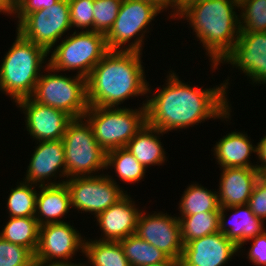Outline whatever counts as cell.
Here are the masks:
<instances>
[{
  "label": "cell",
  "mask_w": 266,
  "mask_h": 266,
  "mask_svg": "<svg viewBox=\"0 0 266 266\" xmlns=\"http://www.w3.org/2000/svg\"><path fill=\"white\" fill-rule=\"evenodd\" d=\"M168 73L165 80L167 83L161 89H156L155 94L151 92L153 89L148 83L149 96H146L148 98L145 105L148 125L168 133L194 127L209 118L229 121L232 112L227 96L230 77L219 86L203 89L202 86L192 87L191 82L188 84L179 80L181 78L173 70Z\"/></svg>",
  "instance_id": "obj_1"
},
{
  "label": "cell",
  "mask_w": 266,
  "mask_h": 266,
  "mask_svg": "<svg viewBox=\"0 0 266 266\" xmlns=\"http://www.w3.org/2000/svg\"><path fill=\"white\" fill-rule=\"evenodd\" d=\"M142 54L108 51L86 78L88 106L119 107L130 97L147 96Z\"/></svg>",
  "instance_id": "obj_2"
},
{
  "label": "cell",
  "mask_w": 266,
  "mask_h": 266,
  "mask_svg": "<svg viewBox=\"0 0 266 266\" xmlns=\"http://www.w3.org/2000/svg\"><path fill=\"white\" fill-rule=\"evenodd\" d=\"M239 6L231 0H197L181 11L177 19L189 22L197 41L202 43L214 69L232 49L240 33Z\"/></svg>",
  "instance_id": "obj_3"
},
{
  "label": "cell",
  "mask_w": 266,
  "mask_h": 266,
  "mask_svg": "<svg viewBox=\"0 0 266 266\" xmlns=\"http://www.w3.org/2000/svg\"><path fill=\"white\" fill-rule=\"evenodd\" d=\"M48 56L44 48L17 32L0 65V91L15 103L30 98L43 69L48 66Z\"/></svg>",
  "instance_id": "obj_4"
},
{
  "label": "cell",
  "mask_w": 266,
  "mask_h": 266,
  "mask_svg": "<svg viewBox=\"0 0 266 266\" xmlns=\"http://www.w3.org/2000/svg\"><path fill=\"white\" fill-rule=\"evenodd\" d=\"M146 101L137 109L88 106L84 117L92 126L94 137L106 151L126 147L146 123Z\"/></svg>",
  "instance_id": "obj_5"
},
{
  "label": "cell",
  "mask_w": 266,
  "mask_h": 266,
  "mask_svg": "<svg viewBox=\"0 0 266 266\" xmlns=\"http://www.w3.org/2000/svg\"><path fill=\"white\" fill-rule=\"evenodd\" d=\"M62 140L66 180L99 175L98 171L106 169V151L96 141L92 126L85 117L73 118Z\"/></svg>",
  "instance_id": "obj_6"
},
{
  "label": "cell",
  "mask_w": 266,
  "mask_h": 266,
  "mask_svg": "<svg viewBox=\"0 0 266 266\" xmlns=\"http://www.w3.org/2000/svg\"><path fill=\"white\" fill-rule=\"evenodd\" d=\"M48 57V64L58 72L77 71V75L87 78L91 70L108 52L104 34L94 31H74L65 35Z\"/></svg>",
  "instance_id": "obj_7"
},
{
  "label": "cell",
  "mask_w": 266,
  "mask_h": 266,
  "mask_svg": "<svg viewBox=\"0 0 266 266\" xmlns=\"http://www.w3.org/2000/svg\"><path fill=\"white\" fill-rule=\"evenodd\" d=\"M58 73L60 72L48 64L40 75L31 98L62 110L72 118L84 117L88 109L86 78L77 74L68 77Z\"/></svg>",
  "instance_id": "obj_8"
},
{
  "label": "cell",
  "mask_w": 266,
  "mask_h": 266,
  "mask_svg": "<svg viewBox=\"0 0 266 266\" xmlns=\"http://www.w3.org/2000/svg\"><path fill=\"white\" fill-rule=\"evenodd\" d=\"M158 14L160 11L145 1L122 0L114 25L105 36L108 51L142 53L146 33Z\"/></svg>",
  "instance_id": "obj_9"
},
{
  "label": "cell",
  "mask_w": 266,
  "mask_h": 266,
  "mask_svg": "<svg viewBox=\"0 0 266 266\" xmlns=\"http://www.w3.org/2000/svg\"><path fill=\"white\" fill-rule=\"evenodd\" d=\"M106 174L67 179L65 184L70 193L71 208L96 217L122 199L127 192L117 184L113 175Z\"/></svg>",
  "instance_id": "obj_10"
},
{
  "label": "cell",
  "mask_w": 266,
  "mask_h": 266,
  "mask_svg": "<svg viewBox=\"0 0 266 266\" xmlns=\"http://www.w3.org/2000/svg\"><path fill=\"white\" fill-rule=\"evenodd\" d=\"M16 26L23 38L51 51L64 33L72 29L68 0H59L47 9L36 10L24 16Z\"/></svg>",
  "instance_id": "obj_11"
},
{
  "label": "cell",
  "mask_w": 266,
  "mask_h": 266,
  "mask_svg": "<svg viewBox=\"0 0 266 266\" xmlns=\"http://www.w3.org/2000/svg\"><path fill=\"white\" fill-rule=\"evenodd\" d=\"M70 222L50 223L40 226L34 261L45 264L77 266L72 259L76 252L83 253L85 238ZM79 250V251H78Z\"/></svg>",
  "instance_id": "obj_12"
},
{
  "label": "cell",
  "mask_w": 266,
  "mask_h": 266,
  "mask_svg": "<svg viewBox=\"0 0 266 266\" xmlns=\"http://www.w3.org/2000/svg\"><path fill=\"white\" fill-rule=\"evenodd\" d=\"M142 210L135 234L165 252L170 258L180 261L183 252L181 224L177 216L164 212L151 214Z\"/></svg>",
  "instance_id": "obj_13"
},
{
  "label": "cell",
  "mask_w": 266,
  "mask_h": 266,
  "mask_svg": "<svg viewBox=\"0 0 266 266\" xmlns=\"http://www.w3.org/2000/svg\"><path fill=\"white\" fill-rule=\"evenodd\" d=\"M238 68L251 84H266V32L239 33L237 42L217 64Z\"/></svg>",
  "instance_id": "obj_14"
},
{
  "label": "cell",
  "mask_w": 266,
  "mask_h": 266,
  "mask_svg": "<svg viewBox=\"0 0 266 266\" xmlns=\"http://www.w3.org/2000/svg\"><path fill=\"white\" fill-rule=\"evenodd\" d=\"M16 106L24 113L25 129L35 143L62 139L73 119L66 112L36 102L31 97L17 101Z\"/></svg>",
  "instance_id": "obj_15"
},
{
  "label": "cell",
  "mask_w": 266,
  "mask_h": 266,
  "mask_svg": "<svg viewBox=\"0 0 266 266\" xmlns=\"http://www.w3.org/2000/svg\"><path fill=\"white\" fill-rule=\"evenodd\" d=\"M38 143L39 145L35 146L31 154L23 180L38 186L64 184L66 179L56 181L58 177L66 178L63 140H46ZM56 174L59 176L57 177ZM51 178L54 180L51 181Z\"/></svg>",
  "instance_id": "obj_16"
},
{
  "label": "cell",
  "mask_w": 266,
  "mask_h": 266,
  "mask_svg": "<svg viewBox=\"0 0 266 266\" xmlns=\"http://www.w3.org/2000/svg\"><path fill=\"white\" fill-rule=\"evenodd\" d=\"M239 247L219 231L183 245L179 266H225Z\"/></svg>",
  "instance_id": "obj_17"
},
{
  "label": "cell",
  "mask_w": 266,
  "mask_h": 266,
  "mask_svg": "<svg viewBox=\"0 0 266 266\" xmlns=\"http://www.w3.org/2000/svg\"><path fill=\"white\" fill-rule=\"evenodd\" d=\"M130 196L127 193L117 203L95 217L102 232L100 238L96 240L120 241L135 234L138 217L142 209L136 207L137 205Z\"/></svg>",
  "instance_id": "obj_18"
},
{
  "label": "cell",
  "mask_w": 266,
  "mask_h": 266,
  "mask_svg": "<svg viewBox=\"0 0 266 266\" xmlns=\"http://www.w3.org/2000/svg\"><path fill=\"white\" fill-rule=\"evenodd\" d=\"M218 200L220 208L247 205L261 174L257 168H221Z\"/></svg>",
  "instance_id": "obj_19"
},
{
  "label": "cell",
  "mask_w": 266,
  "mask_h": 266,
  "mask_svg": "<svg viewBox=\"0 0 266 266\" xmlns=\"http://www.w3.org/2000/svg\"><path fill=\"white\" fill-rule=\"evenodd\" d=\"M229 210L233 214L230 215L227 222L226 211ZM264 224L265 222L256 217L248 205L220 208L219 232L233 241L239 247V252L242 251L241 248H243L246 242H249L250 239L262 234L266 230Z\"/></svg>",
  "instance_id": "obj_20"
},
{
  "label": "cell",
  "mask_w": 266,
  "mask_h": 266,
  "mask_svg": "<svg viewBox=\"0 0 266 266\" xmlns=\"http://www.w3.org/2000/svg\"><path fill=\"white\" fill-rule=\"evenodd\" d=\"M246 132H229L213 147V155L221 168H256L250 160L257 153V146L252 144Z\"/></svg>",
  "instance_id": "obj_21"
},
{
  "label": "cell",
  "mask_w": 266,
  "mask_h": 266,
  "mask_svg": "<svg viewBox=\"0 0 266 266\" xmlns=\"http://www.w3.org/2000/svg\"><path fill=\"white\" fill-rule=\"evenodd\" d=\"M37 189L39 191L37 192L34 217L39 226L65 222L61 220L62 217H65L72 209L70 193L66 184L37 186Z\"/></svg>",
  "instance_id": "obj_22"
},
{
  "label": "cell",
  "mask_w": 266,
  "mask_h": 266,
  "mask_svg": "<svg viewBox=\"0 0 266 266\" xmlns=\"http://www.w3.org/2000/svg\"><path fill=\"white\" fill-rule=\"evenodd\" d=\"M163 134L165 133L145 123L125 148L146 169L151 165H163L167 161L166 151L160 140Z\"/></svg>",
  "instance_id": "obj_23"
},
{
  "label": "cell",
  "mask_w": 266,
  "mask_h": 266,
  "mask_svg": "<svg viewBox=\"0 0 266 266\" xmlns=\"http://www.w3.org/2000/svg\"><path fill=\"white\" fill-rule=\"evenodd\" d=\"M82 255L88 260L83 266H130L119 241L85 239Z\"/></svg>",
  "instance_id": "obj_24"
},
{
  "label": "cell",
  "mask_w": 266,
  "mask_h": 266,
  "mask_svg": "<svg viewBox=\"0 0 266 266\" xmlns=\"http://www.w3.org/2000/svg\"><path fill=\"white\" fill-rule=\"evenodd\" d=\"M0 237L8 242L26 247L33 255L37 249L39 224L35 217H9Z\"/></svg>",
  "instance_id": "obj_25"
},
{
  "label": "cell",
  "mask_w": 266,
  "mask_h": 266,
  "mask_svg": "<svg viewBox=\"0 0 266 266\" xmlns=\"http://www.w3.org/2000/svg\"><path fill=\"white\" fill-rule=\"evenodd\" d=\"M179 201L181 215L203 212H220L218 192L211 191L197 182L187 186Z\"/></svg>",
  "instance_id": "obj_26"
},
{
  "label": "cell",
  "mask_w": 266,
  "mask_h": 266,
  "mask_svg": "<svg viewBox=\"0 0 266 266\" xmlns=\"http://www.w3.org/2000/svg\"><path fill=\"white\" fill-rule=\"evenodd\" d=\"M114 169L120 181L138 183L145 176L146 168L125 148L106 152V169Z\"/></svg>",
  "instance_id": "obj_27"
},
{
  "label": "cell",
  "mask_w": 266,
  "mask_h": 266,
  "mask_svg": "<svg viewBox=\"0 0 266 266\" xmlns=\"http://www.w3.org/2000/svg\"><path fill=\"white\" fill-rule=\"evenodd\" d=\"M119 242L130 266H146L167 261L170 258L165 252L139 238L136 234L129 235Z\"/></svg>",
  "instance_id": "obj_28"
},
{
  "label": "cell",
  "mask_w": 266,
  "mask_h": 266,
  "mask_svg": "<svg viewBox=\"0 0 266 266\" xmlns=\"http://www.w3.org/2000/svg\"><path fill=\"white\" fill-rule=\"evenodd\" d=\"M181 224L183 245L191 240L211 235L219 231V212H203L177 217Z\"/></svg>",
  "instance_id": "obj_29"
},
{
  "label": "cell",
  "mask_w": 266,
  "mask_h": 266,
  "mask_svg": "<svg viewBox=\"0 0 266 266\" xmlns=\"http://www.w3.org/2000/svg\"><path fill=\"white\" fill-rule=\"evenodd\" d=\"M36 186L26 181H20L15 188H11L8 198H6L8 217H34L38 192Z\"/></svg>",
  "instance_id": "obj_30"
},
{
  "label": "cell",
  "mask_w": 266,
  "mask_h": 266,
  "mask_svg": "<svg viewBox=\"0 0 266 266\" xmlns=\"http://www.w3.org/2000/svg\"><path fill=\"white\" fill-rule=\"evenodd\" d=\"M239 9L240 33L266 32V0H247Z\"/></svg>",
  "instance_id": "obj_31"
},
{
  "label": "cell",
  "mask_w": 266,
  "mask_h": 266,
  "mask_svg": "<svg viewBox=\"0 0 266 266\" xmlns=\"http://www.w3.org/2000/svg\"><path fill=\"white\" fill-rule=\"evenodd\" d=\"M122 0H94V32L105 36L114 25Z\"/></svg>",
  "instance_id": "obj_32"
},
{
  "label": "cell",
  "mask_w": 266,
  "mask_h": 266,
  "mask_svg": "<svg viewBox=\"0 0 266 266\" xmlns=\"http://www.w3.org/2000/svg\"><path fill=\"white\" fill-rule=\"evenodd\" d=\"M34 255L20 245L0 237V266H32Z\"/></svg>",
  "instance_id": "obj_33"
},
{
  "label": "cell",
  "mask_w": 266,
  "mask_h": 266,
  "mask_svg": "<svg viewBox=\"0 0 266 266\" xmlns=\"http://www.w3.org/2000/svg\"><path fill=\"white\" fill-rule=\"evenodd\" d=\"M71 27L94 31V0H68Z\"/></svg>",
  "instance_id": "obj_34"
},
{
  "label": "cell",
  "mask_w": 266,
  "mask_h": 266,
  "mask_svg": "<svg viewBox=\"0 0 266 266\" xmlns=\"http://www.w3.org/2000/svg\"><path fill=\"white\" fill-rule=\"evenodd\" d=\"M247 205L256 217L266 220V175H261L256 182Z\"/></svg>",
  "instance_id": "obj_35"
},
{
  "label": "cell",
  "mask_w": 266,
  "mask_h": 266,
  "mask_svg": "<svg viewBox=\"0 0 266 266\" xmlns=\"http://www.w3.org/2000/svg\"><path fill=\"white\" fill-rule=\"evenodd\" d=\"M59 0H16V8L13 14L18 23L24 16L36 10L47 9L56 4Z\"/></svg>",
  "instance_id": "obj_36"
},
{
  "label": "cell",
  "mask_w": 266,
  "mask_h": 266,
  "mask_svg": "<svg viewBox=\"0 0 266 266\" xmlns=\"http://www.w3.org/2000/svg\"><path fill=\"white\" fill-rule=\"evenodd\" d=\"M251 247L247 253V259L252 265L266 266V230L252 239Z\"/></svg>",
  "instance_id": "obj_37"
},
{
  "label": "cell",
  "mask_w": 266,
  "mask_h": 266,
  "mask_svg": "<svg viewBox=\"0 0 266 266\" xmlns=\"http://www.w3.org/2000/svg\"><path fill=\"white\" fill-rule=\"evenodd\" d=\"M257 160L256 168L261 175H266V135L261 137L260 142L257 143Z\"/></svg>",
  "instance_id": "obj_38"
},
{
  "label": "cell",
  "mask_w": 266,
  "mask_h": 266,
  "mask_svg": "<svg viewBox=\"0 0 266 266\" xmlns=\"http://www.w3.org/2000/svg\"><path fill=\"white\" fill-rule=\"evenodd\" d=\"M195 1L197 0H172V11L169 17L177 19L178 14Z\"/></svg>",
  "instance_id": "obj_39"
},
{
  "label": "cell",
  "mask_w": 266,
  "mask_h": 266,
  "mask_svg": "<svg viewBox=\"0 0 266 266\" xmlns=\"http://www.w3.org/2000/svg\"><path fill=\"white\" fill-rule=\"evenodd\" d=\"M16 8V0H0V13L13 16Z\"/></svg>",
  "instance_id": "obj_40"
},
{
  "label": "cell",
  "mask_w": 266,
  "mask_h": 266,
  "mask_svg": "<svg viewBox=\"0 0 266 266\" xmlns=\"http://www.w3.org/2000/svg\"><path fill=\"white\" fill-rule=\"evenodd\" d=\"M142 1L152 4L160 12L167 11L169 7L170 9H172V0H142Z\"/></svg>",
  "instance_id": "obj_41"
},
{
  "label": "cell",
  "mask_w": 266,
  "mask_h": 266,
  "mask_svg": "<svg viewBox=\"0 0 266 266\" xmlns=\"http://www.w3.org/2000/svg\"><path fill=\"white\" fill-rule=\"evenodd\" d=\"M146 266H179V261L173 258H169L167 261L158 262V263H154V264L146 265Z\"/></svg>",
  "instance_id": "obj_42"
},
{
  "label": "cell",
  "mask_w": 266,
  "mask_h": 266,
  "mask_svg": "<svg viewBox=\"0 0 266 266\" xmlns=\"http://www.w3.org/2000/svg\"><path fill=\"white\" fill-rule=\"evenodd\" d=\"M32 266H69V265H66V264H45V263H41L38 261H34Z\"/></svg>",
  "instance_id": "obj_43"
},
{
  "label": "cell",
  "mask_w": 266,
  "mask_h": 266,
  "mask_svg": "<svg viewBox=\"0 0 266 266\" xmlns=\"http://www.w3.org/2000/svg\"><path fill=\"white\" fill-rule=\"evenodd\" d=\"M232 2L236 3L238 6H240L243 2L247 0H231Z\"/></svg>",
  "instance_id": "obj_44"
}]
</instances>
